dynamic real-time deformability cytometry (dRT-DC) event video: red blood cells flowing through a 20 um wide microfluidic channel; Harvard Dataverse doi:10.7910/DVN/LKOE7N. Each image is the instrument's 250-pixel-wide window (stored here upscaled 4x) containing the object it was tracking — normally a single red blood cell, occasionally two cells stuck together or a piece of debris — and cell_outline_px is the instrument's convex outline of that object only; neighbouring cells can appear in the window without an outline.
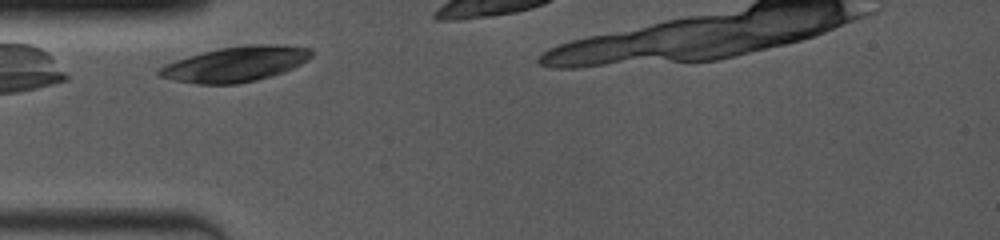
{"species": "common noctule bat (a hibernating species)", "species_latin": "Nyctalus noctula", "temperature_condition": "room temperature", "stored_images_in_passage": 14, "camera_frame_rate_fps": 4000, "um_per_image_px": 0.085, "animal": {"sex": "female", "body_mass_g": 19.0, "forearm_length_mm": 53.3}, "frame": {"image": 1, "passage_image": 1, "time_ms": 0.0, "image_size_px": [1000, 240], "cell_outline_px": [[312, 56], [308, 60], [284, 72], [272, 76], [256, 80], [236, 84], [196, 84], [176, 80], [160, 76], [156, 72], [156, 68], [164, 64], [188, 56], [220, 48], [244, 44], [280, 44], [312, 48]], "centroid_in_image_um": [20.03, 5.44], "position_along_channel_um": 65.0, "area_um2": 31.39}}